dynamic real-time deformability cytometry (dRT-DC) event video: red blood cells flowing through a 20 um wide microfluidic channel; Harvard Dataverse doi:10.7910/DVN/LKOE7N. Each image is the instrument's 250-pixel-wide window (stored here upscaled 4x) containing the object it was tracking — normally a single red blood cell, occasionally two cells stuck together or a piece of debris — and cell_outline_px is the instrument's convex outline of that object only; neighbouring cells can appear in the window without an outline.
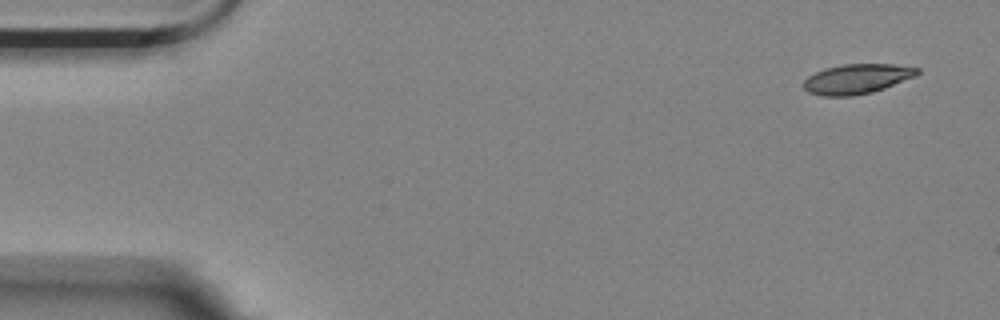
{"species": "Egyptian fruit bat (a non-hibernating species)", "species_latin": "Rousettus aegyptiacus", "temperature_condition": "room temperature", "stored_images_in_passage": 5, "camera_frame_rate_fps": 3000, "um_per_image_px": 0.085, "animal": {"sex": "female"}, "frame": {"image": 1, "passage_image": 1, "time_ms": 0.0, "image_size_px": [1000, 320], "cell_outline_px": [[920, 72], [916, 76], [884, 88], [872, 92], [852, 96], [824, 96], [808, 92], [804, 88], [804, 80], [808, 76], [824, 68], [840, 64], [892, 64], [920, 68]], "centroid_in_image_um": [72.84, 6.7], "position_along_channel_um": 12.2, "area_um2": 19.77}}
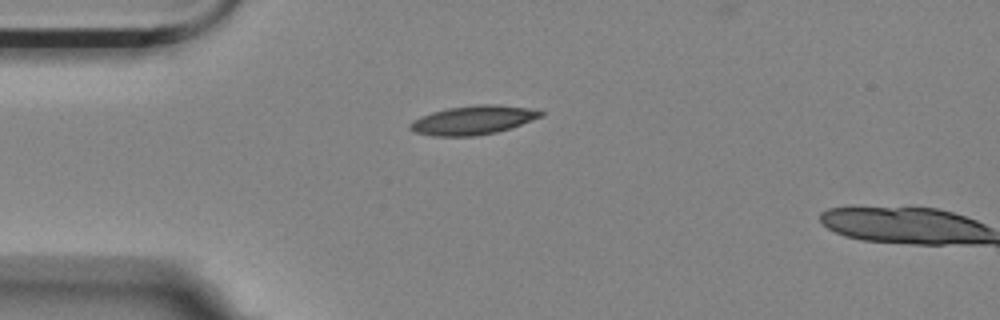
{"frame": {"image": 2, "passage_image": 4, "time_ms": 1.0, "image_size_px": [1000, 320], "cell_outline_px": [[544, 116], [512, 128], [496, 132], [476, 136], [432, 136], [416, 132], [408, 128], [408, 124], [412, 120], [420, 116], [432, 112], [448, 108], [476, 104], [496, 104], [528, 108], [544, 112]], "centroid_in_image_um": [40.21, 10.21], "position_along_channel_um": 44.8, "area_um2": 22.2}}